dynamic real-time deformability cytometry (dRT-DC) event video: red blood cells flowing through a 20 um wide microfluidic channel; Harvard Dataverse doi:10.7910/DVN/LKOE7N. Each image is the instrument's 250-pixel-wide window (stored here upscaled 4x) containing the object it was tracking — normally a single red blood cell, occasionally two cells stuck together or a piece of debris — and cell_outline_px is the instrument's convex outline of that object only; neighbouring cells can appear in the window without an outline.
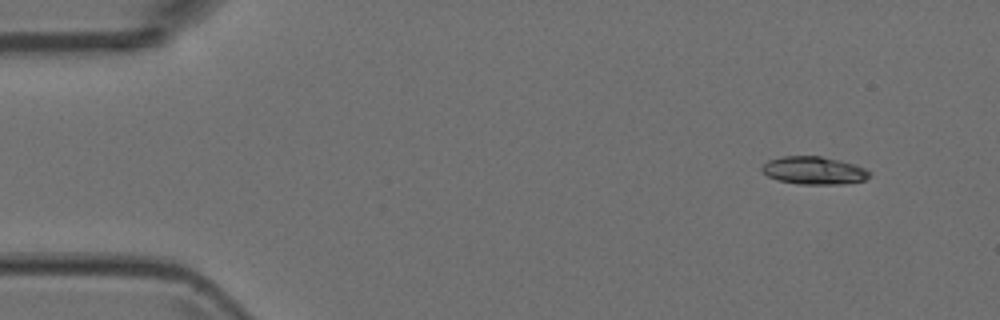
{"species": "Egyptian fruit bat (a non-hibernating species)", "species_latin": "Rousettus aegyptiacus", "temperature_condition": "room temperature", "stored_images_in_passage": 4, "camera_frame_rate_fps": 3000, "um_per_image_px": 0.085, "animal": {"sex": "female"}, "frame": {"image": 1, "passage_image": 1, "time_ms": 0.0, "image_size_px": [1000, 320], "cell_outline_px": [[872, 172], [864, 180], [844, 184], [800, 184], [776, 180], [768, 176], [760, 168], [768, 160], [784, 156], [820, 156], [840, 160], [856, 164]], "centroid_in_image_um": [69.19, 14.49], "position_along_channel_um": 15.8, "area_um2": 17.46}}
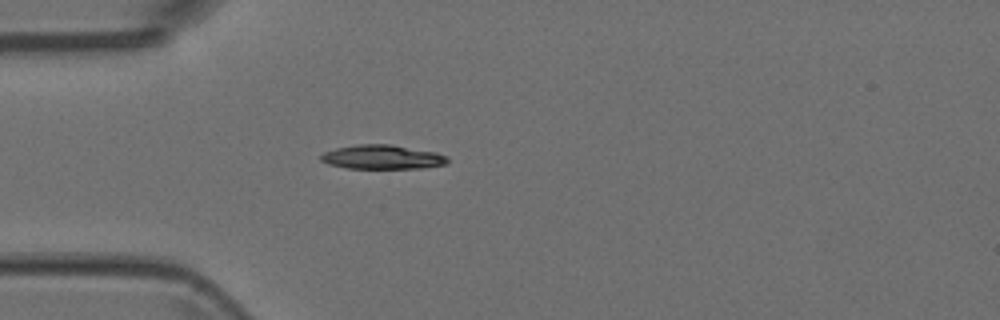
{"frame": {"image": 2, "passage_image": 4, "time_ms": 1.0, "image_size_px": [1000, 320], "cell_outline_px": [[448, 164], [420, 168], [348, 168], [328, 164], [320, 160], [320, 156], [324, 152], [336, 148], [360, 144], [392, 144], [436, 152], [448, 156]], "centroid_in_image_um": [32.52, 13.34], "position_along_channel_um": 52.5, "area_um2": 17.86}}